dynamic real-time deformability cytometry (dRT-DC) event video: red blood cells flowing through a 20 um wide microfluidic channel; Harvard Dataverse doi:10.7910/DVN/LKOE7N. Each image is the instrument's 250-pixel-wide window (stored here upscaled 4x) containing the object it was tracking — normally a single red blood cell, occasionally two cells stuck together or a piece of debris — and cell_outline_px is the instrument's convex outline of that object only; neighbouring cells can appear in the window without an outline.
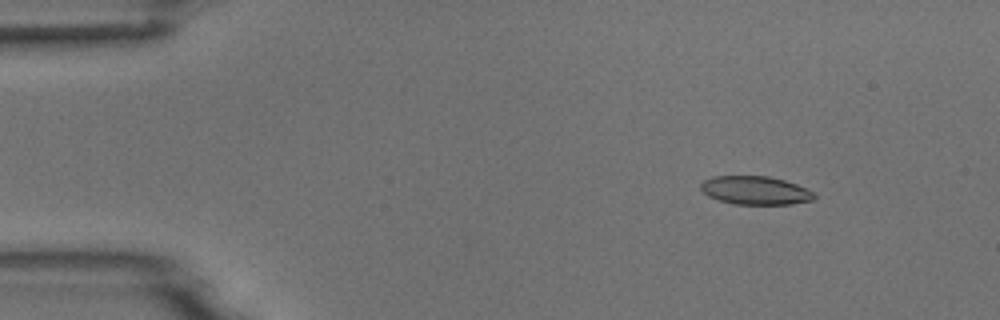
{"species": "common noctule bat (a hibernating species)", "species_latin": "Nyctalus noctula", "temperature_condition": "room temperature", "stored_images_in_passage": 2, "camera_frame_rate_fps": 3000, "um_per_image_px": 0.085, "animal": {"sex": "male", "body_mass_g": 18.8}, "frame": {"image": 1, "passage_image": 1, "time_ms": 0.0, "image_size_px": [1000, 320], "cell_outline_px": [[816, 196], [812, 200], [792, 204], [736, 204], [720, 200], [708, 196], [700, 188], [700, 184], [704, 180], [712, 176], [768, 176], [784, 180], [796, 184], [816, 192]], "centroid_in_image_um": [64.22, 16.18], "position_along_channel_um": 20.8, "area_um2": 18.79}}